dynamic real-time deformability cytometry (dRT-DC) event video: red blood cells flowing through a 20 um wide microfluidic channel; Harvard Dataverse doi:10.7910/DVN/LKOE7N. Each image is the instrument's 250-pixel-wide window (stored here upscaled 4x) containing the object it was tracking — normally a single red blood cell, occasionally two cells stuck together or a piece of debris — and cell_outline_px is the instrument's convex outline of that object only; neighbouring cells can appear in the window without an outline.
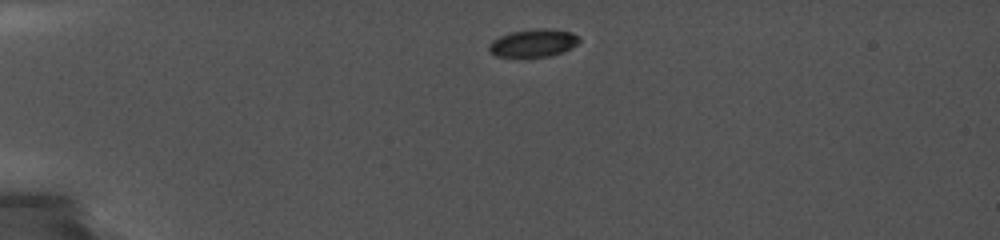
{"species": "common noctule bat (a hibernating species)", "species_latin": "Nyctalus noctula", "temperature_condition": "cold", "stored_images_in_passage": 44, "camera_frame_rate_fps": 5000, "um_per_image_px": 0.085, "animal": {"sex": "female", "body_mass_g": 19.0, "forearm_length_mm": 56.7}, "frame": {"image": 1, "passage_image": 1, "time_ms": 0.0, "image_size_px": [1000, 240], "cell_outline_px": [[580, 40], [572, 48], [564, 52], [548, 56], [496, 56], [488, 52], [488, 44], [492, 40], [500, 36], [512, 32], [540, 28], [548, 28], [572, 32], [580, 36]], "centroid_in_image_um": [45.35, 3.65], "position_along_channel_um": 39.7, "area_um2": 14.62}}
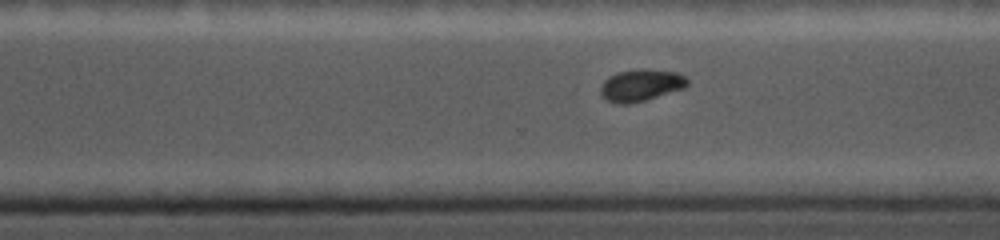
{"frame": {"image": 2, "passage_image": 28, "time_ms": 8.8, "image_size_px": [1000, 240], "cell_outline_px": [[688, 84], [684, 88], [644, 100], [628, 104], [616, 104], [608, 100], [600, 92], [600, 88], [604, 80], [608, 76], [616, 72], [644, 68], [648, 68], [676, 72], [684, 76], [688, 80]], "centroid_in_image_um": [54.47, 7.22], "position_along_channel_um": 316.1, "area_um2": 16.13}}
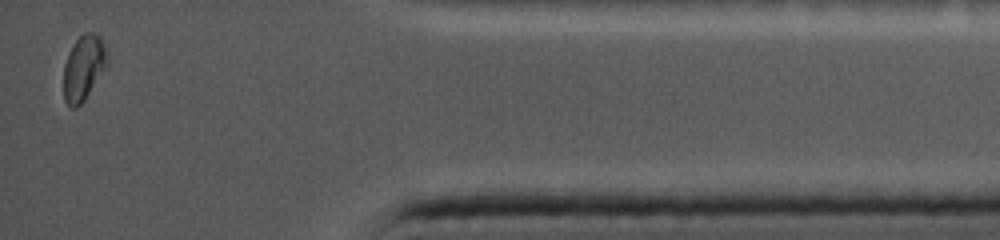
{"frame": {"image": 3, "passage_image": 43, "time_ms": 12.4, "image_size_px": [1000, 240], "cell_outline_px": [[104, 68], [84, 100], [76, 108], [72, 108], [64, 100], [64, 64], [68, 52], [76, 40], [84, 32], [92, 32], [100, 36], [104, 40]], "centroid_in_image_um": [7.05, 5.74], "position_along_channel_um": 428.2, "area_um2": 15.95}}